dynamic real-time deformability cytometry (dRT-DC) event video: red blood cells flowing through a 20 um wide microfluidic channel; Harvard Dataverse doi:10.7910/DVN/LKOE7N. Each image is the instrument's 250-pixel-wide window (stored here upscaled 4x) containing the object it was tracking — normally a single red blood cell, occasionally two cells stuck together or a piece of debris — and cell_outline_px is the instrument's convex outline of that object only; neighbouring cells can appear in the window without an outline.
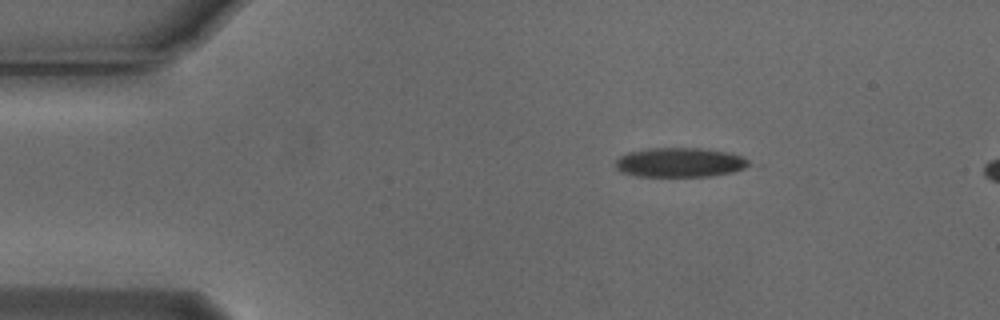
{"species": "Egyptian fruit bat (a non-hibernating species)", "species_latin": "Rousettus aegyptiacus", "temperature_condition": "cold", "stored_images_in_passage": 4, "camera_frame_rate_fps": 3000, "um_per_image_px": 0.085, "animal": {"sex": "male"}, "frame": {"image": 1, "passage_image": 1, "time_ms": 0.0, "image_size_px": [1000, 320], "cell_outline_px": [[748, 164], [744, 168], [732, 172], [708, 176], [636, 176], [620, 172], [616, 168], [616, 160], [620, 156], [628, 152], [648, 148], [700, 148], [728, 152], [744, 156], [748, 160]], "centroid_in_image_um": [57.76, 13.8], "position_along_channel_um": 27.2, "area_um2": 22.83}}
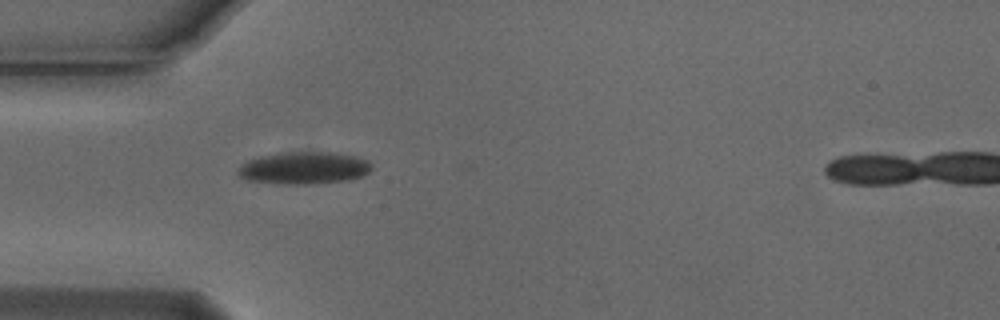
{"frame": {"image": 2, "passage_image": 3, "time_ms": 0.667, "image_size_px": [1000, 320], "cell_outline_px": [[372, 168], [368, 172], [360, 176], [348, 180], [316, 184], [276, 184], [248, 180], [240, 176], [236, 172], [240, 164], [248, 160], [260, 156], [280, 152], [332, 152], [352, 156], [368, 160], [372, 164]], "centroid_in_image_um": [25.8, 14.28], "position_along_channel_um": 59.2, "area_um2": 25.32}}